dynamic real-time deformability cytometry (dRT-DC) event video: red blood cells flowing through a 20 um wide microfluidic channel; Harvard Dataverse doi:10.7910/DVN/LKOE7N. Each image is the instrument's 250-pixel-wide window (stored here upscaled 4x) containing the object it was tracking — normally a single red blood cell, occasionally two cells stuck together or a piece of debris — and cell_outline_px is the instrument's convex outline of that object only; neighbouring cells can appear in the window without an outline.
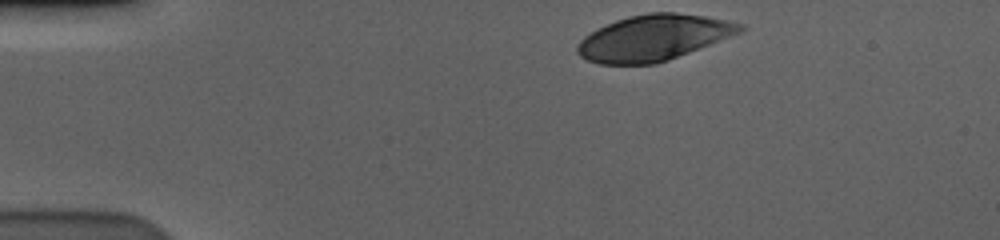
{"species": "human", "species_latin": "Homo sapiens", "temperature_condition": "cold", "stored_images_in_passage": 38, "camera_frame_rate_fps": 3000, "um_per_image_px": 0.085, "donor": {"sex": "male"}, "frame": {"image": 1, "passage_image": 1, "time_ms": 0.0, "image_size_px": [1000, 240], "cell_outline_px": [[744, 28], [740, 32], [668, 60], [656, 64], [600, 64], [588, 60], [580, 56], [576, 52], [576, 44], [584, 36], [596, 28], [616, 20], [628, 16], [648, 12], [676, 12], [704, 16], [744, 24]], "centroid_in_image_um": [55.48, 3.2], "position_along_channel_um": 29.5, "area_um2": 43.18}}
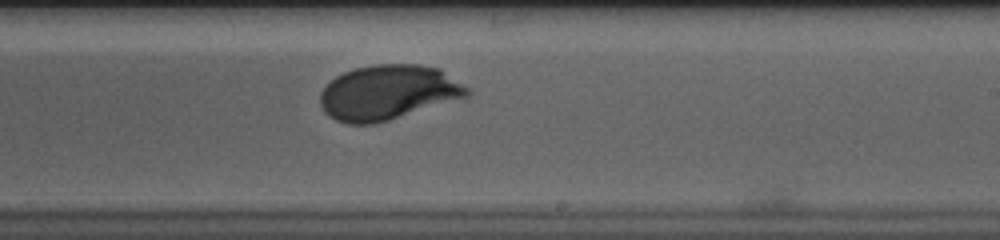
{"frame": {"image": 2, "passage_image": 26, "time_ms": 8.333, "image_size_px": [1000, 240], "cell_outline_px": [[472, 92], [468, 96], [388, 120], [372, 124], [348, 124], [336, 120], [328, 116], [324, 112], [320, 104], [320, 92], [336, 76], [344, 72], [356, 68], [376, 64], [416, 64], [440, 68], [468, 88]], "centroid_in_image_um": [32.97, 7.85], "position_along_channel_um": 256.0, "area_um2": 46.64}}
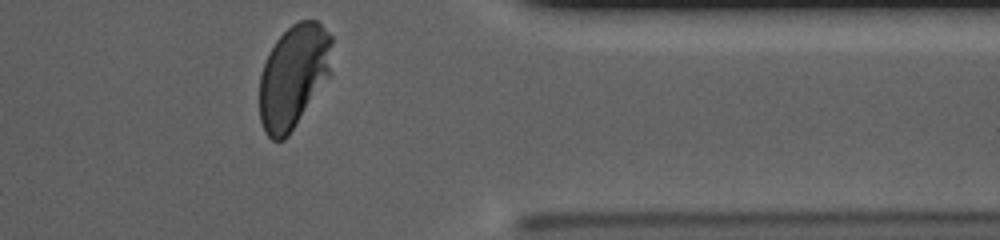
{"frame": {"image": 3, "passage_image": 38, "time_ms": 12.333, "image_size_px": [1000, 240], "cell_outline_px": [[332, 44], [328, 76], [288, 136], [284, 140], [272, 140], [264, 132], [260, 120], [260, 76], [264, 64], [276, 40], [292, 24], [300, 20], [316, 20], [332, 36]], "centroid_in_image_um": [24.92, 6.48], "position_along_channel_um": 386.5, "area_um2": 42.95}, "authors_computed_cell_mechanics": {"area_um2": 46.24, "velocity_mm_per_s": 3.5584, "shape_relaxation_time_tau1_ms": 2.9158, "shape_relaxation_time_tau2_ms": null, "deformation_change_tau1": 0.1794, "deformation_change_tau2": null}}